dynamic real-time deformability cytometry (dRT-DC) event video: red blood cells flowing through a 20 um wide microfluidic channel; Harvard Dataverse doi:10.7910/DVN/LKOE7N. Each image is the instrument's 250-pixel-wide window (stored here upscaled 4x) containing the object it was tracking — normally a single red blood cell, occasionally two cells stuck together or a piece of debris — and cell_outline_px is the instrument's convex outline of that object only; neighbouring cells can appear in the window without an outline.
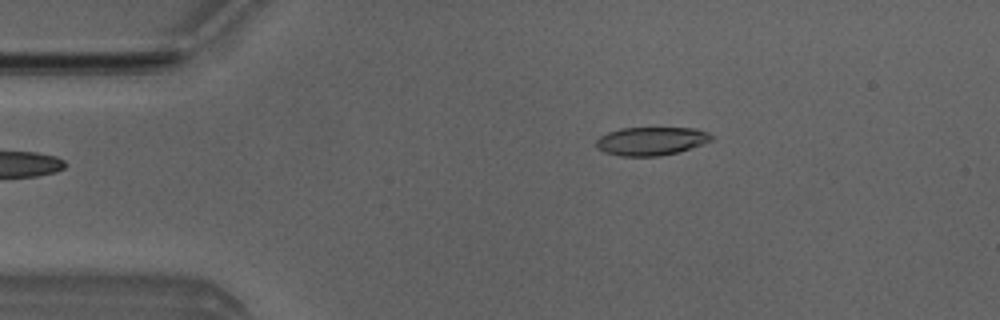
{"species": "Egyptian fruit bat (a non-hibernating species)", "species_latin": "Rousettus aegyptiacus", "temperature_condition": "room temperature", "stored_images_in_passage": 3, "camera_frame_rate_fps": 3000, "um_per_image_px": 0.085, "animal": {"sex": "male"}, "frame": {"image": 1, "passage_image": 3, "time_ms": 3.333, "image_size_px": [1000, 320], "cell_outline_px": [[712, 140], [680, 152], [660, 156], [620, 156], [604, 152], [596, 148], [596, 140], [600, 136], [608, 132], [620, 128], [696, 128], [708, 132], [712, 136]], "centroid_in_image_um": [55.33, 11.99], "position_along_channel_um": 29.7, "area_um2": 19.13}}